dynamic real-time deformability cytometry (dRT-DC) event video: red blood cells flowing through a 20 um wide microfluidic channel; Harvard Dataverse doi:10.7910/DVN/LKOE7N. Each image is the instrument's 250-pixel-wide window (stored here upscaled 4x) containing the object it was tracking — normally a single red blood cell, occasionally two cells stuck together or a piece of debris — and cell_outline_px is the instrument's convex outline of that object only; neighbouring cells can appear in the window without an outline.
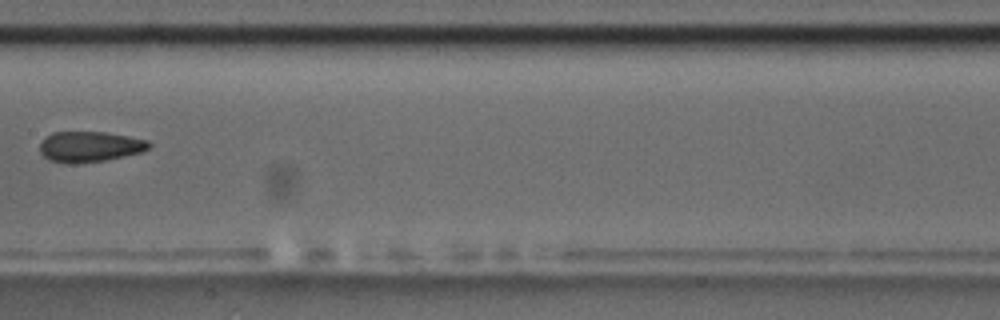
{"species": "common noctule bat (a hibernating species)", "species_latin": "Nyctalus noctula", "temperature_condition": "room temperature", "stored_images_in_passage": 9, "camera_frame_rate_fps": 3000, "um_per_image_px": 0.085, "animal": {"sex": "male", "body_mass_g": 17.5, "forearm_length_mm": 52.3}, "frame": {"image": 1, "passage_image": 8, "time_ms": 9.0, "image_size_px": [1000, 320], "cell_outline_px": [[152, 144], [148, 148], [140, 152], [104, 160], [76, 164], [64, 164], [48, 160], [40, 152], [40, 144], [44, 136], [52, 132], [108, 132], [148, 140]], "centroid_in_image_um": [7.58, 12.46], "position_along_channel_um": 199.8, "area_um2": 19.59}}
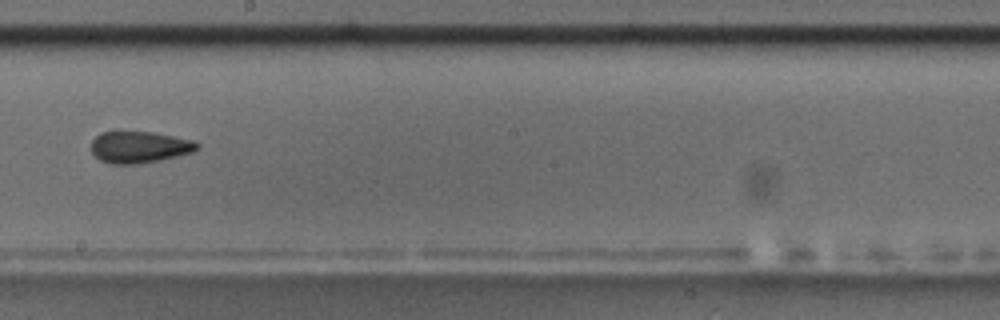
{"frame": {"image": 2, "passage_image": 9, "time_ms": 10.0, "image_size_px": [1000, 320], "cell_outline_px": [[200, 144], [192, 152], [160, 160], [140, 164], [112, 164], [100, 160], [92, 152], [92, 140], [100, 132], [120, 128], [152, 132], [196, 140]], "centroid_in_image_um": [11.81, 12.45], "position_along_channel_um": 236.4, "area_um2": 20.23}}